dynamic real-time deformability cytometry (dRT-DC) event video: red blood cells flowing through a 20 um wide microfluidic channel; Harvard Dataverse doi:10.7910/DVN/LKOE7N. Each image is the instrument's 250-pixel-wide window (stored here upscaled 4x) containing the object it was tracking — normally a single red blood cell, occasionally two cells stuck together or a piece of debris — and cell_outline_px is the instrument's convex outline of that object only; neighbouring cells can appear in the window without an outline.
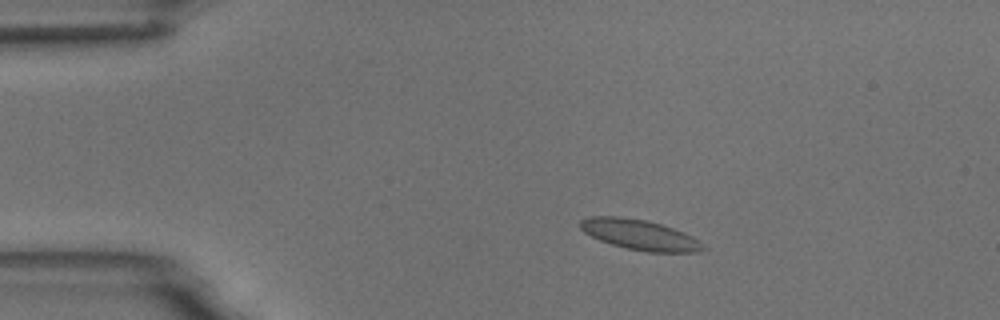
{"species": "common noctule bat (a hibernating species)", "species_latin": "Nyctalus noctula", "temperature_condition": "room temperature", "stored_images_in_passage": 6, "camera_frame_rate_fps": 3000, "um_per_image_px": 0.085, "animal": {"sex": "male", "body_mass_g": 18.8}, "frame": {"image": 1, "passage_image": 3, "time_ms": 2.333, "image_size_px": [1000, 320], "cell_outline_px": [[708, 248], [700, 252], [648, 252], [628, 248], [612, 244], [600, 240], [584, 232], [580, 228], [580, 220], [588, 216], [620, 216], [648, 220], [684, 232], [700, 240]], "centroid_in_image_um": [54.41, 19.95], "position_along_channel_um": 30.6, "area_um2": 21.79}}
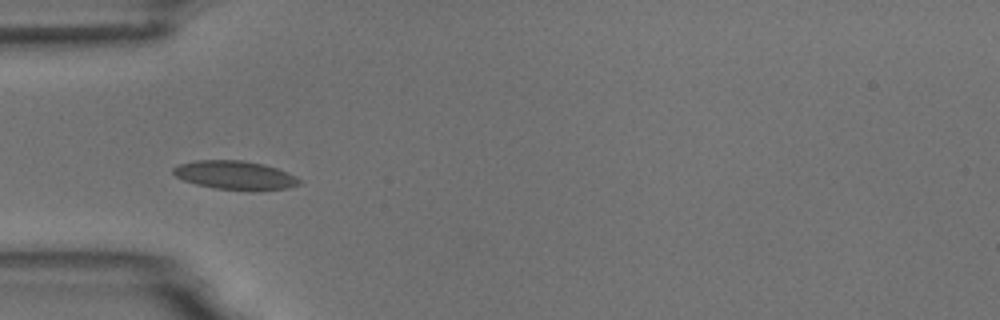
{"frame": {"image": 2, "passage_image": 5, "time_ms": 4.667, "image_size_px": [1000, 320], "cell_outline_px": [[300, 184], [288, 188], [212, 188], [196, 184], [184, 180], [176, 176], [172, 172], [172, 168], [180, 164], [196, 160], [244, 160], [264, 164], [288, 172], [296, 176], [300, 180]], "centroid_in_image_um": [19.94, 14.85], "position_along_channel_um": 65.1, "area_um2": 20.4}}